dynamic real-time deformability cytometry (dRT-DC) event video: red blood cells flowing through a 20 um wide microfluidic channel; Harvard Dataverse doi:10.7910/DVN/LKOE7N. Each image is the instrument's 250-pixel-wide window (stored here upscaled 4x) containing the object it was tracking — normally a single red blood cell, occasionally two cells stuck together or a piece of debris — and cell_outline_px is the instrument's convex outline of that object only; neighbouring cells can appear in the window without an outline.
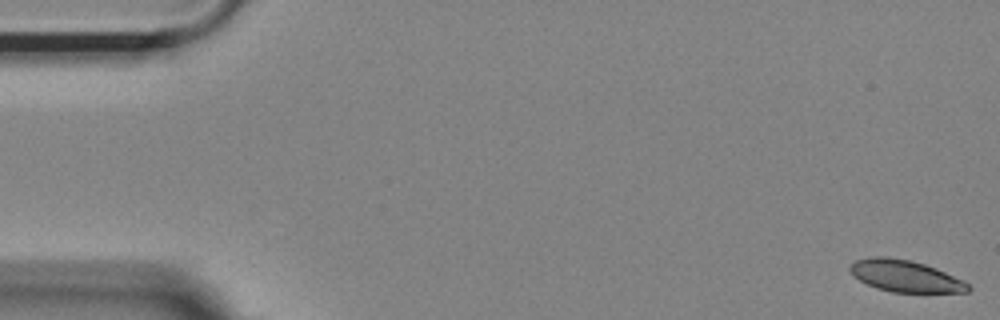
{"species": "Egyptian fruit bat (a non-hibernating species)", "species_latin": "Rousettus aegyptiacus", "temperature_condition": "room temperature", "stored_images_in_passage": 54, "camera_frame_rate_fps": 3000, "um_per_image_px": 0.085, "animal": {"sex": "female"}, "frame": {"image": 1, "passage_image": 1, "time_ms": 0.0, "image_size_px": [1000, 320], "cell_outline_px": [[972, 288], [968, 292], [892, 292], [876, 288], [860, 280], [848, 268], [856, 260], [872, 256], [888, 256], [912, 260], [936, 268], [964, 280]], "centroid_in_image_um": [76.98, 23.45], "position_along_channel_um": 8.0, "area_um2": 21.79}}
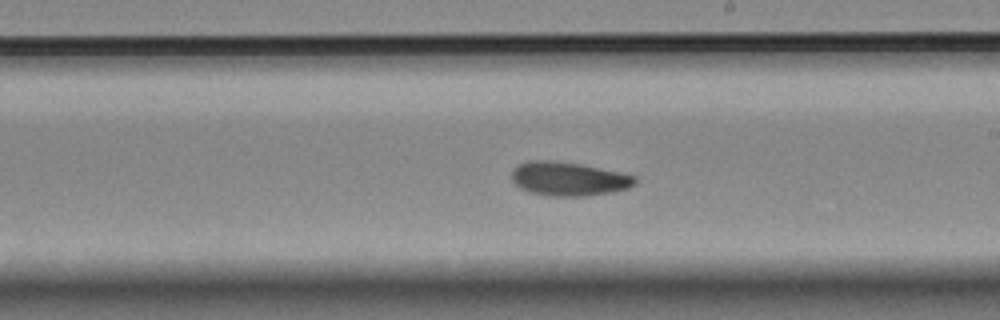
{"frame": {"image": 2, "passage_image": 31, "time_ms": 10.0, "image_size_px": [1000, 320], "cell_outline_px": [[636, 184], [628, 188], [612, 192], [584, 196], [548, 196], [532, 192], [520, 188], [512, 180], [512, 168], [528, 160], [552, 160], [580, 164], [620, 172], [636, 176]], "centroid_in_image_um": [48.33, 15.2], "position_along_channel_um": 240.7, "area_um2": 24.33}}
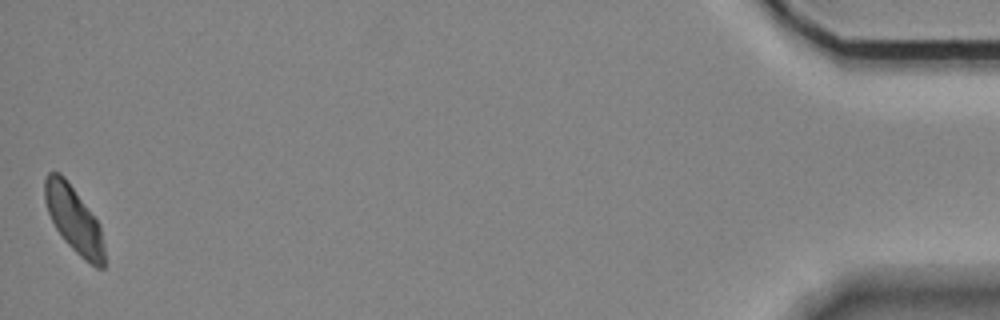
{"frame": {"image": 3, "passage_image": 54, "time_ms": 17.667, "image_size_px": [1000, 320], "cell_outline_px": [[104, 268], [96, 268], [84, 260], [64, 240], [56, 228], [48, 212], [44, 200], [44, 180], [48, 172], [60, 172], [64, 176], [100, 224], [104, 244]], "centroid_in_image_um": [6.28, 18.66], "position_along_channel_um": 428.9, "area_um2": 22.89}, "authors_computed_cell_mechanics": {"area_um2": 23.7847, "velocity_mm_per_s": 3.664, "shape_relaxation_time_tau1_ms": 3.8877, "shape_relaxation_time_tau2_ms": 3.7329, "deformation_change_tau1": 0.1119, "deformation_change_tau2": 0.077}}